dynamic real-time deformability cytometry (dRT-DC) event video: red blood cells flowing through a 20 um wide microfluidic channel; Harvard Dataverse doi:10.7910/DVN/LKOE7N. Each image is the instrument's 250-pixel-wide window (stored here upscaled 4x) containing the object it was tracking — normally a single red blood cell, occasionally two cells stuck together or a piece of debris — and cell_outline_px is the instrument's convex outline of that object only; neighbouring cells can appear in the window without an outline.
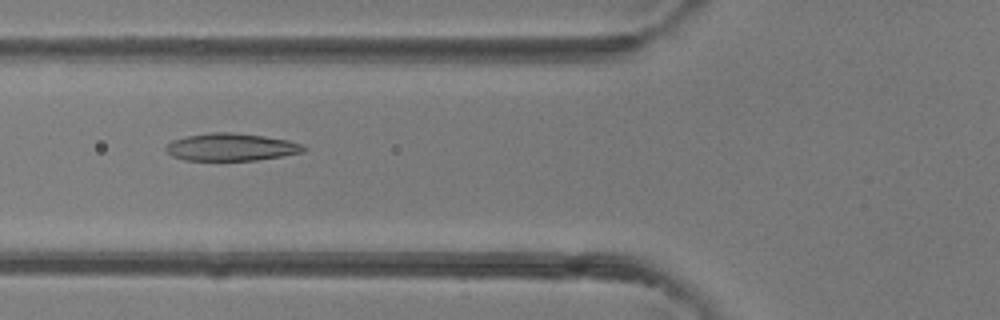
{"species": "common noctule bat (a hibernating species)", "species_latin": "Nyctalus noctula", "temperature_condition": "room temperature", "stored_images_in_passage": 5, "camera_frame_rate_fps": 3000, "um_per_image_px": 0.085, "animal": {"sex": "female"}, "frame": {"image": 1, "passage_image": 4, "time_ms": 3.333, "image_size_px": [1000, 320], "cell_outline_px": [[308, 148], [304, 152], [284, 156], [256, 160], [184, 160], [172, 156], [164, 148], [172, 140], [188, 136], [212, 132], [232, 132], [264, 136], [288, 140], [304, 144]], "centroid_in_image_um": [19.7, 12.5], "position_along_channel_um": 106.1, "area_um2": 22.14}}
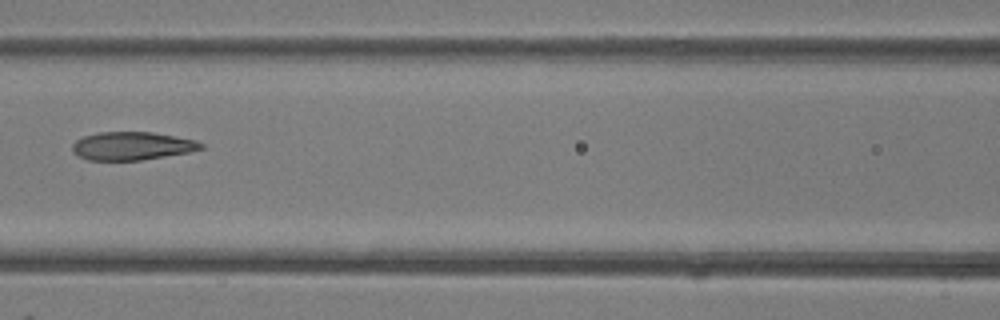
{"frame": {"image": 2, "passage_image": 5, "time_ms": 4.333, "image_size_px": [1000, 320], "cell_outline_px": [[204, 148], [188, 152], [140, 160], [88, 160], [72, 152], [72, 144], [76, 140], [84, 136], [100, 132], [152, 132], [196, 140], [204, 144]], "centroid_in_image_um": [11.21, 12.4], "position_along_channel_um": 155.4, "area_um2": 20.98}}